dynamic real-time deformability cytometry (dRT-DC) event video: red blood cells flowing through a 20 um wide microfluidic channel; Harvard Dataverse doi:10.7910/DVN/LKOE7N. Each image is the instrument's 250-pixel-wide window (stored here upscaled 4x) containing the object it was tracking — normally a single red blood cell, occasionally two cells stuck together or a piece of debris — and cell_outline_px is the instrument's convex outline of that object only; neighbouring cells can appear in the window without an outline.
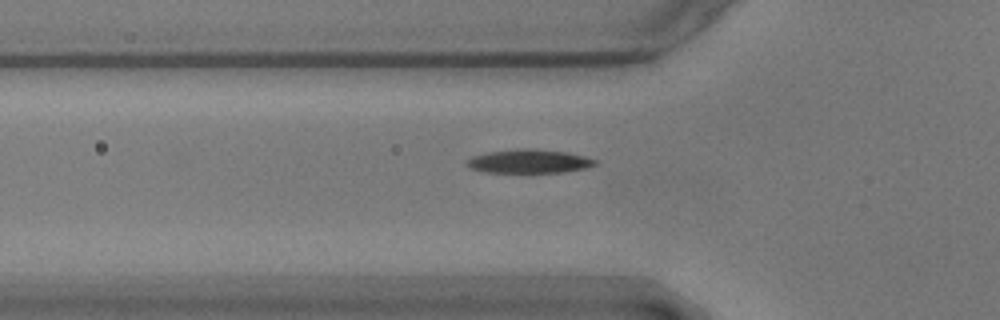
{"species": "common noctule bat (a hibernating species)", "species_latin": "Nyctalus noctula", "temperature_condition": "warm", "stored_images_in_passage": 38, "camera_frame_rate_fps": 3000, "um_per_image_px": 0.085, "animal": {"sex": "male", "body_mass_g": 17.9}, "frame": {"image": 1, "passage_image": 4, "time_ms": 1.0, "image_size_px": [1000, 320], "cell_outline_px": [[600, 164], [588, 168], [560, 172], [484, 172], [468, 168], [464, 164], [464, 160], [472, 156], [488, 152], [520, 148], [532, 148], [568, 152], [584, 156], [596, 160]], "centroid_in_image_um": [44.95, 13.7], "position_along_channel_um": 80.9, "area_um2": 18.03}}
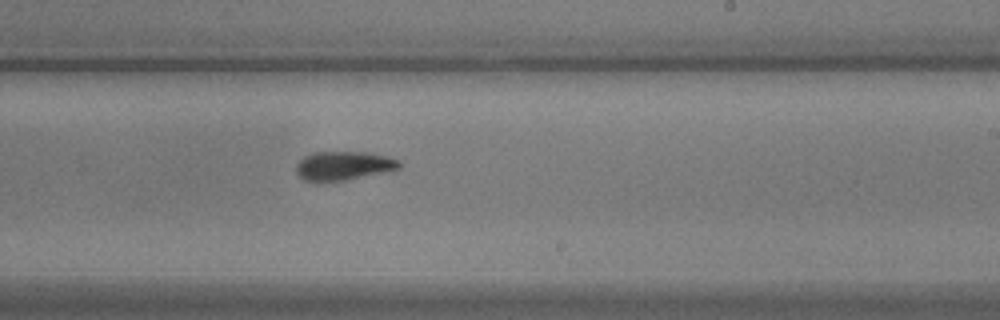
{"frame": {"image": 2, "passage_image": 19, "time_ms": 6.0, "image_size_px": [1000, 320], "cell_outline_px": [[400, 168], [388, 172], [344, 180], [304, 180], [296, 172], [296, 164], [304, 156], [312, 152], [364, 152], [384, 156], [400, 160]], "centroid_in_image_um": [29.22, 14.07], "position_along_channel_um": 259.8, "area_um2": 17.11}}
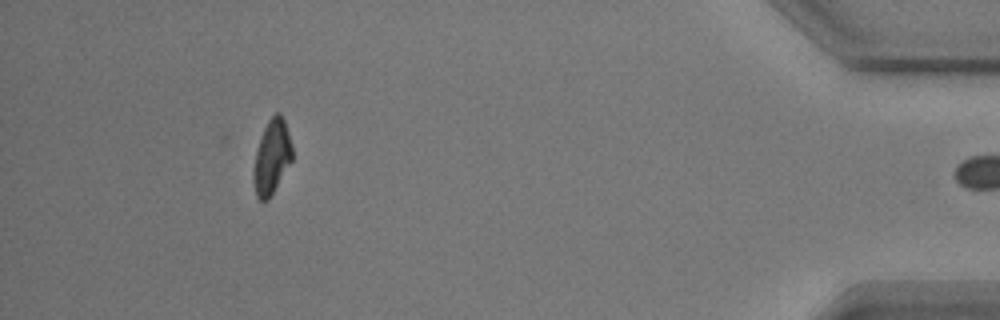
{"frame": {"image": 3, "passage_image": 37, "time_ms": 12.0, "image_size_px": [1000, 320], "cell_outline_px": [[292, 160], [268, 200], [264, 204], [256, 196], [252, 180], [252, 172], [256, 148], [260, 136], [268, 120], [276, 112], [280, 112], [284, 120], [292, 144]], "centroid_in_image_um": [23.07, 13.36], "position_along_channel_um": 412.1, "area_um2": 16.99}}